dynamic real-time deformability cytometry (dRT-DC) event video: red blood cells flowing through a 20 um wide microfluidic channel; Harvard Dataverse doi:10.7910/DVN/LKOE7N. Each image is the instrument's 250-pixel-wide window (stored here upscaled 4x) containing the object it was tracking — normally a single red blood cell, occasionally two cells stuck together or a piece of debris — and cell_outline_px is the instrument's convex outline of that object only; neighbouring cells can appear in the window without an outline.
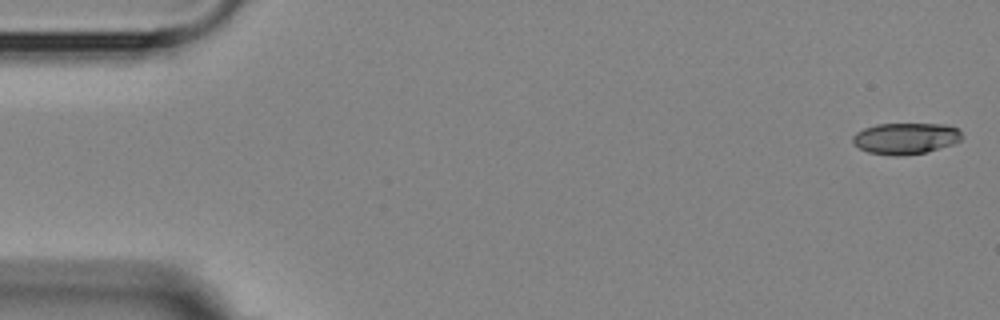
{"species": "Egyptian fruit bat (a non-hibernating species)", "species_latin": "Rousettus aegyptiacus", "temperature_condition": "room temperature", "stored_images_in_passage": 6, "segment_of_instrument_passage": [1, 2], "camera_frame_rate_fps": 3000, "um_per_image_px": 0.085, "animal": {"sex": "female"}, "frame": {"image": 1, "passage_image": 1, "time_ms": 0.0, "image_size_px": [1000, 320], "cell_outline_px": [[964, 136], [960, 140], [952, 144], [924, 152], [900, 156], [892, 156], [868, 152], [852, 144], [852, 136], [856, 132], [864, 128], [876, 124], [944, 124], [956, 128]], "centroid_in_image_um": [76.93, 11.76], "position_along_channel_um": 8.1, "area_um2": 19.88}}
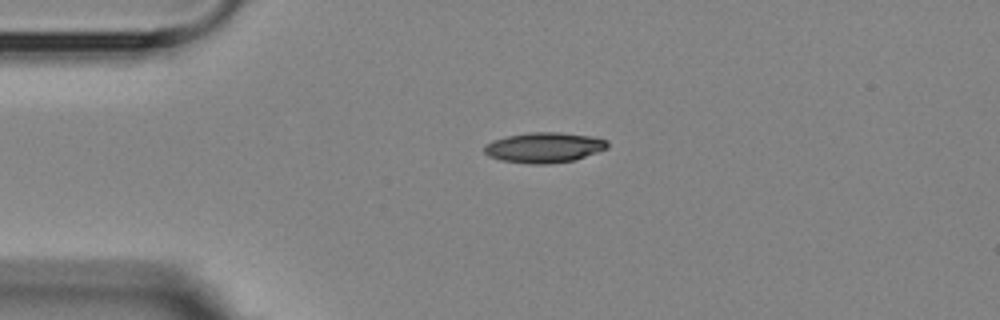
{"frame": {"image": 2, "passage_image": 4, "time_ms": 3.667, "image_size_px": [1000, 320], "cell_outline_px": [[608, 148], [576, 160], [548, 164], [528, 164], [500, 160], [488, 156], [484, 152], [484, 144], [492, 140], [508, 136], [528, 132], [560, 132], [592, 136], [608, 140]], "centroid_in_image_um": [46.25, 12.54], "position_along_channel_um": 38.8, "area_um2": 22.02}}